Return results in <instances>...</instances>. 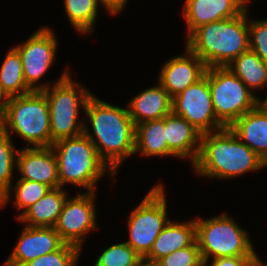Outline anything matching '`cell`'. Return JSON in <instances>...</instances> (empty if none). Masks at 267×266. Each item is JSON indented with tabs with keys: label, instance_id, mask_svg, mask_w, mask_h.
Listing matches in <instances>:
<instances>
[{
	"label": "cell",
	"instance_id": "obj_1",
	"mask_svg": "<svg viewBox=\"0 0 267 266\" xmlns=\"http://www.w3.org/2000/svg\"><path fill=\"white\" fill-rule=\"evenodd\" d=\"M84 112L92 125L93 134L86 124L83 133L95 145L101 159L116 174L121 163L135 154L136 126L128 109L111 105L92 94Z\"/></svg>",
	"mask_w": 267,
	"mask_h": 266
},
{
	"label": "cell",
	"instance_id": "obj_2",
	"mask_svg": "<svg viewBox=\"0 0 267 266\" xmlns=\"http://www.w3.org/2000/svg\"><path fill=\"white\" fill-rule=\"evenodd\" d=\"M200 176L231 179L267 166L229 128L201 135L200 151L192 165Z\"/></svg>",
	"mask_w": 267,
	"mask_h": 266
},
{
	"label": "cell",
	"instance_id": "obj_3",
	"mask_svg": "<svg viewBox=\"0 0 267 266\" xmlns=\"http://www.w3.org/2000/svg\"><path fill=\"white\" fill-rule=\"evenodd\" d=\"M247 13L248 8L236 17L198 27L187 37L186 47L207 68L226 67L250 49Z\"/></svg>",
	"mask_w": 267,
	"mask_h": 266
},
{
	"label": "cell",
	"instance_id": "obj_4",
	"mask_svg": "<svg viewBox=\"0 0 267 266\" xmlns=\"http://www.w3.org/2000/svg\"><path fill=\"white\" fill-rule=\"evenodd\" d=\"M51 147L56 155L59 184L62 188L69 183L83 187L87 192H96V183L104 174H110L112 178L115 175L84 133L59 140Z\"/></svg>",
	"mask_w": 267,
	"mask_h": 266
},
{
	"label": "cell",
	"instance_id": "obj_5",
	"mask_svg": "<svg viewBox=\"0 0 267 266\" xmlns=\"http://www.w3.org/2000/svg\"><path fill=\"white\" fill-rule=\"evenodd\" d=\"M69 67L59 79L42 90L49 105L52 144L83 134L85 120L78 118L80 107L85 108L92 95L88 88L74 82Z\"/></svg>",
	"mask_w": 267,
	"mask_h": 266
},
{
	"label": "cell",
	"instance_id": "obj_6",
	"mask_svg": "<svg viewBox=\"0 0 267 266\" xmlns=\"http://www.w3.org/2000/svg\"><path fill=\"white\" fill-rule=\"evenodd\" d=\"M49 120L46 95L42 91H32L11 97L6 112L0 117V128L9 135H19L32 147H51Z\"/></svg>",
	"mask_w": 267,
	"mask_h": 266
},
{
	"label": "cell",
	"instance_id": "obj_7",
	"mask_svg": "<svg viewBox=\"0 0 267 266\" xmlns=\"http://www.w3.org/2000/svg\"><path fill=\"white\" fill-rule=\"evenodd\" d=\"M227 213L210 219L195 218L196 241L205 265L210 257L257 256L247 231Z\"/></svg>",
	"mask_w": 267,
	"mask_h": 266
},
{
	"label": "cell",
	"instance_id": "obj_8",
	"mask_svg": "<svg viewBox=\"0 0 267 266\" xmlns=\"http://www.w3.org/2000/svg\"><path fill=\"white\" fill-rule=\"evenodd\" d=\"M208 82L217 120L230 127L258 105L259 97L227 67L208 68Z\"/></svg>",
	"mask_w": 267,
	"mask_h": 266
},
{
	"label": "cell",
	"instance_id": "obj_9",
	"mask_svg": "<svg viewBox=\"0 0 267 266\" xmlns=\"http://www.w3.org/2000/svg\"><path fill=\"white\" fill-rule=\"evenodd\" d=\"M164 189L161 183L151 188L127 220L129 240L126 243L142 258L150 252L157 236L170 221Z\"/></svg>",
	"mask_w": 267,
	"mask_h": 266
},
{
	"label": "cell",
	"instance_id": "obj_10",
	"mask_svg": "<svg viewBox=\"0 0 267 266\" xmlns=\"http://www.w3.org/2000/svg\"><path fill=\"white\" fill-rule=\"evenodd\" d=\"M172 113L186 119L201 134L225 128L216 118L208 82L205 75L172 98Z\"/></svg>",
	"mask_w": 267,
	"mask_h": 266
},
{
	"label": "cell",
	"instance_id": "obj_11",
	"mask_svg": "<svg viewBox=\"0 0 267 266\" xmlns=\"http://www.w3.org/2000/svg\"><path fill=\"white\" fill-rule=\"evenodd\" d=\"M53 30L40 28L14 47L21 57L24 79L32 91H42L50 84H36L54 64L58 41Z\"/></svg>",
	"mask_w": 267,
	"mask_h": 266
},
{
	"label": "cell",
	"instance_id": "obj_12",
	"mask_svg": "<svg viewBox=\"0 0 267 266\" xmlns=\"http://www.w3.org/2000/svg\"><path fill=\"white\" fill-rule=\"evenodd\" d=\"M95 192L68 197L54 228L61 239L81 249L88 234L97 227Z\"/></svg>",
	"mask_w": 267,
	"mask_h": 266
},
{
	"label": "cell",
	"instance_id": "obj_13",
	"mask_svg": "<svg viewBox=\"0 0 267 266\" xmlns=\"http://www.w3.org/2000/svg\"><path fill=\"white\" fill-rule=\"evenodd\" d=\"M21 232L13 252L3 266H23L65 244L54 227L25 226Z\"/></svg>",
	"mask_w": 267,
	"mask_h": 266
},
{
	"label": "cell",
	"instance_id": "obj_14",
	"mask_svg": "<svg viewBox=\"0 0 267 266\" xmlns=\"http://www.w3.org/2000/svg\"><path fill=\"white\" fill-rule=\"evenodd\" d=\"M185 53L175 56L161 68L158 82L173 98L201 79L206 72L205 63L187 47Z\"/></svg>",
	"mask_w": 267,
	"mask_h": 266
},
{
	"label": "cell",
	"instance_id": "obj_15",
	"mask_svg": "<svg viewBox=\"0 0 267 266\" xmlns=\"http://www.w3.org/2000/svg\"><path fill=\"white\" fill-rule=\"evenodd\" d=\"M16 168L20 179L46 184L51 189L59 188L58 163L52 147L19 149Z\"/></svg>",
	"mask_w": 267,
	"mask_h": 266
},
{
	"label": "cell",
	"instance_id": "obj_16",
	"mask_svg": "<svg viewBox=\"0 0 267 266\" xmlns=\"http://www.w3.org/2000/svg\"><path fill=\"white\" fill-rule=\"evenodd\" d=\"M184 3L187 37L202 25L236 17L247 9L240 0H185Z\"/></svg>",
	"mask_w": 267,
	"mask_h": 266
},
{
	"label": "cell",
	"instance_id": "obj_17",
	"mask_svg": "<svg viewBox=\"0 0 267 266\" xmlns=\"http://www.w3.org/2000/svg\"><path fill=\"white\" fill-rule=\"evenodd\" d=\"M169 156L189 158L195 163L201 143V133L186 119L170 113L164 117Z\"/></svg>",
	"mask_w": 267,
	"mask_h": 266
},
{
	"label": "cell",
	"instance_id": "obj_18",
	"mask_svg": "<svg viewBox=\"0 0 267 266\" xmlns=\"http://www.w3.org/2000/svg\"><path fill=\"white\" fill-rule=\"evenodd\" d=\"M127 109L136 126L145 121L161 119L172 113V97L158 82L157 86L137 94L129 101Z\"/></svg>",
	"mask_w": 267,
	"mask_h": 266
},
{
	"label": "cell",
	"instance_id": "obj_19",
	"mask_svg": "<svg viewBox=\"0 0 267 266\" xmlns=\"http://www.w3.org/2000/svg\"><path fill=\"white\" fill-rule=\"evenodd\" d=\"M229 128L267 164V112L265 110L257 105Z\"/></svg>",
	"mask_w": 267,
	"mask_h": 266
},
{
	"label": "cell",
	"instance_id": "obj_20",
	"mask_svg": "<svg viewBox=\"0 0 267 266\" xmlns=\"http://www.w3.org/2000/svg\"><path fill=\"white\" fill-rule=\"evenodd\" d=\"M195 241V219L181 223L169 221L157 236L150 252L143 259L150 262H157L162 257L178 249L191 246Z\"/></svg>",
	"mask_w": 267,
	"mask_h": 266
},
{
	"label": "cell",
	"instance_id": "obj_21",
	"mask_svg": "<svg viewBox=\"0 0 267 266\" xmlns=\"http://www.w3.org/2000/svg\"><path fill=\"white\" fill-rule=\"evenodd\" d=\"M62 187L50 189L40 200L29 207L18 221L29 227H54L68 195Z\"/></svg>",
	"mask_w": 267,
	"mask_h": 266
},
{
	"label": "cell",
	"instance_id": "obj_22",
	"mask_svg": "<svg viewBox=\"0 0 267 266\" xmlns=\"http://www.w3.org/2000/svg\"><path fill=\"white\" fill-rule=\"evenodd\" d=\"M144 156H169L164 117L136 125L135 154Z\"/></svg>",
	"mask_w": 267,
	"mask_h": 266
},
{
	"label": "cell",
	"instance_id": "obj_23",
	"mask_svg": "<svg viewBox=\"0 0 267 266\" xmlns=\"http://www.w3.org/2000/svg\"><path fill=\"white\" fill-rule=\"evenodd\" d=\"M229 68L253 92L267 86V62L263 61L254 51L248 50L236 57Z\"/></svg>",
	"mask_w": 267,
	"mask_h": 266
},
{
	"label": "cell",
	"instance_id": "obj_24",
	"mask_svg": "<svg viewBox=\"0 0 267 266\" xmlns=\"http://www.w3.org/2000/svg\"><path fill=\"white\" fill-rule=\"evenodd\" d=\"M18 152L11 136L0 128V209L10 200L11 182Z\"/></svg>",
	"mask_w": 267,
	"mask_h": 266
},
{
	"label": "cell",
	"instance_id": "obj_25",
	"mask_svg": "<svg viewBox=\"0 0 267 266\" xmlns=\"http://www.w3.org/2000/svg\"><path fill=\"white\" fill-rule=\"evenodd\" d=\"M0 84L10 97L32 92L24 79L21 57L14 48L9 50L0 67Z\"/></svg>",
	"mask_w": 267,
	"mask_h": 266
},
{
	"label": "cell",
	"instance_id": "obj_26",
	"mask_svg": "<svg viewBox=\"0 0 267 266\" xmlns=\"http://www.w3.org/2000/svg\"><path fill=\"white\" fill-rule=\"evenodd\" d=\"M99 3L100 0H64L67 18L76 32L82 35L93 32Z\"/></svg>",
	"mask_w": 267,
	"mask_h": 266
},
{
	"label": "cell",
	"instance_id": "obj_27",
	"mask_svg": "<svg viewBox=\"0 0 267 266\" xmlns=\"http://www.w3.org/2000/svg\"><path fill=\"white\" fill-rule=\"evenodd\" d=\"M143 258L126 242L106 248L94 266H138Z\"/></svg>",
	"mask_w": 267,
	"mask_h": 266
},
{
	"label": "cell",
	"instance_id": "obj_28",
	"mask_svg": "<svg viewBox=\"0 0 267 266\" xmlns=\"http://www.w3.org/2000/svg\"><path fill=\"white\" fill-rule=\"evenodd\" d=\"M13 188L16 200L14 206L17 210H23L17 216V219L51 189L46 184L23 179H18L16 186Z\"/></svg>",
	"mask_w": 267,
	"mask_h": 266
},
{
	"label": "cell",
	"instance_id": "obj_29",
	"mask_svg": "<svg viewBox=\"0 0 267 266\" xmlns=\"http://www.w3.org/2000/svg\"><path fill=\"white\" fill-rule=\"evenodd\" d=\"M81 249L65 243L60 249L42 255L23 266H76Z\"/></svg>",
	"mask_w": 267,
	"mask_h": 266
},
{
	"label": "cell",
	"instance_id": "obj_30",
	"mask_svg": "<svg viewBox=\"0 0 267 266\" xmlns=\"http://www.w3.org/2000/svg\"><path fill=\"white\" fill-rule=\"evenodd\" d=\"M159 266H206L197 241L191 246L178 249L156 262Z\"/></svg>",
	"mask_w": 267,
	"mask_h": 266
},
{
	"label": "cell",
	"instance_id": "obj_31",
	"mask_svg": "<svg viewBox=\"0 0 267 266\" xmlns=\"http://www.w3.org/2000/svg\"><path fill=\"white\" fill-rule=\"evenodd\" d=\"M248 26L250 50L267 62V18L254 21L249 20Z\"/></svg>",
	"mask_w": 267,
	"mask_h": 266
},
{
	"label": "cell",
	"instance_id": "obj_32",
	"mask_svg": "<svg viewBox=\"0 0 267 266\" xmlns=\"http://www.w3.org/2000/svg\"><path fill=\"white\" fill-rule=\"evenodd\" d=\"M255 256H232L213 258L211 266H244L250 259Z\"/></svg>",
	"mask_w": 267,
	"mask_h": 266
},
{
	"label": "cell",
	"instance_id": "obj_33",
	"mask_svg": "<svg viewBox=\"0 0 267 266\" xmlns=\"http://www.w3.org/2000/svg\"><path fill=\"white\" fill-rule=\"evenodd\" d=\"M128 0H100V5L105 7L107 12L109 11L112 15H117L121 13L125 8Z\"/></svg>",
	"mask_w": 267,
	"mask_h": 266
},
{
	"label": "cell",
	"instance_id": "obj_34",
	"mask_svg": "<svg viewBox=\"0 0 267 266\" xmlns=\"http://www.w3.org/2000/svg\"><path fill=\"white\" fill-rule=\"evenodd\" d=\"M10 95L4 90L0 84V117L6 112L10 103Z\"/></svg>",
	"mask_w": 267,
	"mask_h": 266
},
{
	"label": "cell",
	"instance_id": "obj_35",
	"mask_svg": "<svg viewBox=\"0 0 267 266\" xmlns=\"http://www.w3.org/2000/svg\"><path fill=\"white\" fill-rule=\"evenodd\" d=\"M244 266H264V262L257 255L250 259Z\"/></svg>",
	"mask_w": 267,
	"mask_h": 266
},
{
	"label": "cell",
	"instance_id": "obj_36",
	"mask_svg": "<svg viewBox=\"0 0 267 266\" xmlns=\"http://www.w3.org/2000/svg\"><path fill=\"white\" fill-rule=\"evenodd\" d=\"M138 266H159V265L156 262H150V261L142 259L139 262Z\"/></svg>",
	"mask_w": 267,
	"mask_h": 266
},
{
	"label": "cell",
	"instance_id": "obj_37",
	"mask_svg": "<svg viewBox=\"0 0 267 266\" xmlns=\"http://www.w3.org/2000/svg\"><path fill=\"white\" fill-rule=\"evenodd\" d=\"M258 105L267 112V97L265 100L258 99Z\"/></svg>",
	"mask_w": 267,
	"mask_h": 266
},
{
	"label": "cell",
	"instance_id": "obj_38",
	"mask_svg": "<svg viewBox=\"0 0 267 266\" xmlns=\"http://www.w3.org/2000/svg\"><path fill=\"white\" fill-rule=\"evenodd\" d=\"M246 7H248L249 0H240Z\"/></svg>",
	"mask_w": 267,
	"mask_h": 266
}]
</instances>
